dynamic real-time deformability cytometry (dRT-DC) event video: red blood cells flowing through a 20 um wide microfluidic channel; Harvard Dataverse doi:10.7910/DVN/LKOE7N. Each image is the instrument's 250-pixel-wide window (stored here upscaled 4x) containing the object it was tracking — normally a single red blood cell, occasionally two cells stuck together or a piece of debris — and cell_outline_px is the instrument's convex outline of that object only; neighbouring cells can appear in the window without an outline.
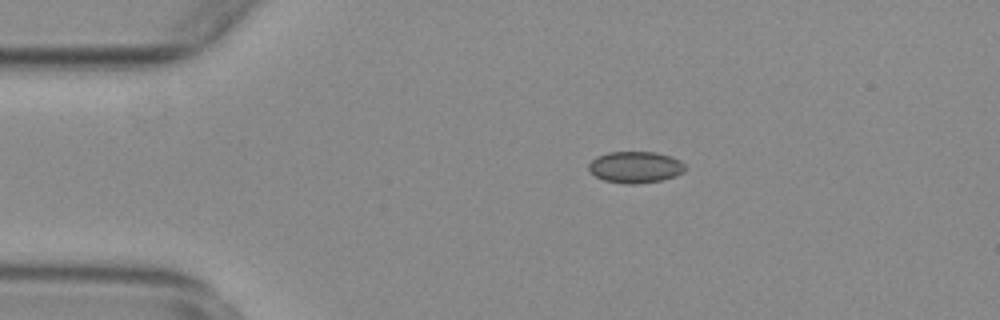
{"species": "common noctule bat (a hibernating species)", "species_latin": "Nyctalus noctula", "temperature_condition": "warm", "stored_images_in_passage": 19, "camera_frame_rate_fps": 3000, "um_per_image_px": 0.085, "animal": {"sex": "female", "body_mass_g": 29.2, "forearm_length_mm": 56.3}, "frame": {"image": 1, "passage_image": 11, "time_ms": 3.333, "image_size_px": [1000, 320], "cell_outline_px": [[688, 168], [684, 172], [676, 176], [660, 180], [632, 184], [624, 184], [604, 180], [596, 176], [588, 168], [588, 164], [596, 156], [608, 152], [656, 152], [672, 156], [680, 160]], "centroid_in_image_um": [54.03, 14.2], "position_along_channel_um": 31.0, "area_um2": 17.8}}